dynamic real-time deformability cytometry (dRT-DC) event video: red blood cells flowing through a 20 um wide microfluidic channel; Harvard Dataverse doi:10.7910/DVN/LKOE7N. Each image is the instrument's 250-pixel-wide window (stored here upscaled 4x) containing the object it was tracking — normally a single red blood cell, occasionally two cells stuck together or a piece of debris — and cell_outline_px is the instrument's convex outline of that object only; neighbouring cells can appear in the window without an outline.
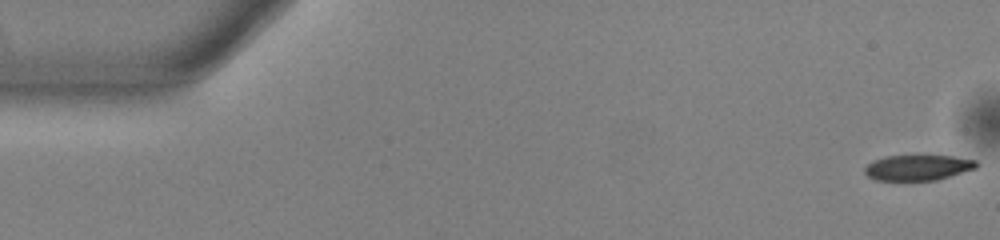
{"species": "common noctule bat (a hibernating species)", "species_latin": "Nyctalus noctula", "temperature_condition": "warm", "stored_images_in_passage": 51, "camera_frame_rate_fps": 3000, "um_per_image_px": 0.085, "animal": {"sex": "male", "body_mass_g": 13.0, "forearm_length_mm": 53.1}, "frame": {"image": 1, "passage_image": 1, "time_ms": 0.0, "image_size_px": [1000, 240], "cell_outline_px": [[980, 164], [976, 168], [936, 180], [876, 180], [868, 176], [864, 172], [864, 168], [872, 160], [884, 156], [952, 156], [976, 160]], "centroid_in_image_um": [78.01, 14.24], "position_along_channel_um": 7.0, "area_um2": 16.53}}
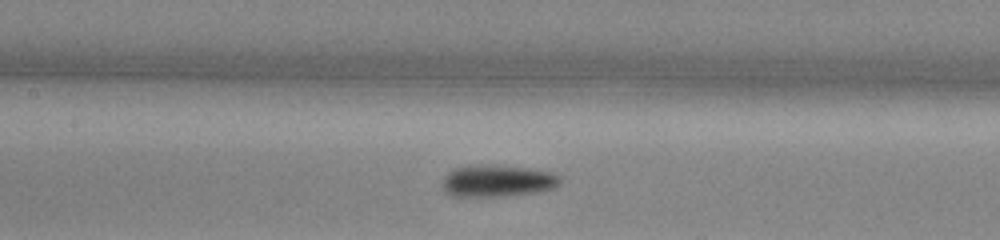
{"frame": {"image": 2, "passage_image": 24, "time_ms": 7.667, "image_size_px": [1000, 240], "cell_outline_px": [[560, 184], [556, 188], [536, 192], [500, 196], [452, 196], [444, 192], [440, 184], [444, 176], [448, 172], [456, 168], [472, 164], [500, 164], [532, 168], [552, 172], [560, 176]], "centroid_in_image_um": [42.27, 15.35], "position_along_channel_um": 165.1, "area_um2": 22.48}}
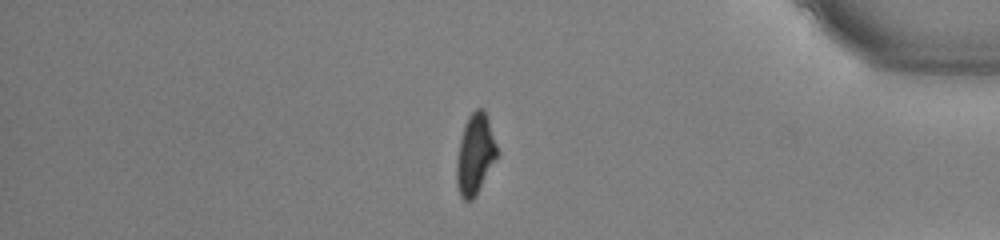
{"frame": {"image": 3, "passage_image": 44, "time_ms": 14.333, "image_size_px": [1000, 240], "cell_outline_px": [[500, 152], [476, 196], [472, 200], [464, 200], [460, 196], [456, 184], [456, 160], [460, 140], [464, 124], [468, 116], [476, 108], [484, 108]], "centroid_in_image_um": [40.39, 13.11], "position_along_channel_um": 394.8, "area_um2": 19.31}, "authors_computed_cell_mechanics": {"area_um2": 19.4208, "velocity_mm_per_s": 3.9484, "shape_relaxation_time_tau1_ms": 4.5467, "shape_relaxation_time_tau2_ms": 7.6609, "deformation_change_tau1": 0.1733, "deformation_change_tau2": 0.1646}}